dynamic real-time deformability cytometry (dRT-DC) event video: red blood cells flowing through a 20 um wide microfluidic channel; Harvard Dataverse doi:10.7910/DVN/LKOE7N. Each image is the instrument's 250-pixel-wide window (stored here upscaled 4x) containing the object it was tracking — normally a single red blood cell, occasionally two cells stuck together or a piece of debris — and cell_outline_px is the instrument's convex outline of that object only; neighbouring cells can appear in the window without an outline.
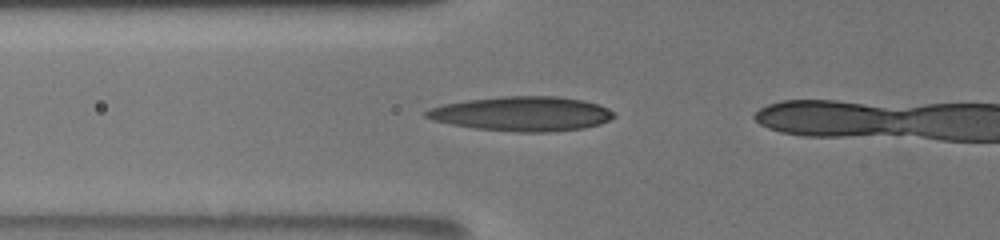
{"species": "human", "species_latin": "Homo sapiens", "temperature_condition": "room temperature", "stored_images_in_passage": 19, "camera_frame_rate_fps": 3000, "um_per_image_px": 0.085, "donor": {"sex": "male"}, "frame": {"image": 1, "passage_image": 4, "time_ms": 1.0, "image_size_px": [1000, 240], "cell_outline_px": [[616, 116], [600, 124], [584, 128], [548, 132], [516, 132], [476, 128], [452, 124], [432, 120], [424, 116], [424, 112], [428, 108], [444, 104], [464, 100], [500, 96], [560, 96], [584, 100], [608, 108], [616, 112]], "centroid_in_image_um": [44.38, 9.66], "position_along_channel_um": 81.4, "area_um2": 37.97}}
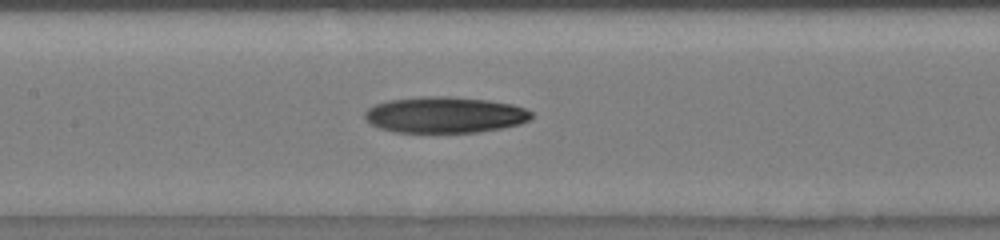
{"frame": {"image": 2, "passage_image": 11, "time_ms": 3.333, "image_size_px": [1000, 240], "cell_outline_px": [[532, 116], [528, 120], [520, 124], [480, 132], [392, 132], [380, 128], [372, 124], [364, 116], [364, 112], [368, 108], [376, 104], [388, 100], [420, 96], [448, 96], [488, 100], [512, 104], [524, 108], [532, 112]], "centroid_in_image_um": [37.8, 9.75], "position_along_channel_um": 169.6, "area_um2": 35.08}}